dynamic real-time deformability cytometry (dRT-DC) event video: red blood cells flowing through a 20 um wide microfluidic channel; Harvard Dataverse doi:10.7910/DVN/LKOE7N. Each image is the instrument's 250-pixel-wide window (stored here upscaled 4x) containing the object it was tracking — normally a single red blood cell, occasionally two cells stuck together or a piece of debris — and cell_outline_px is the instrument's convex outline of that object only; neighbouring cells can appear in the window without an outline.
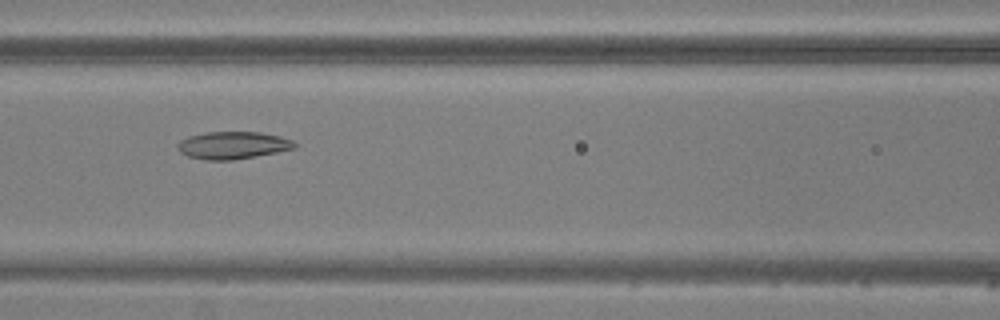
{"species": "common noctule bat (a hibernating species)", "species_latin": "Nyctalus noctula", "temperature_condition": "warm", "stored_images_in_passage": 7, "camera_frame_rate_fps": 3000, "um_per_image_px": 0.085, "animal": {"sex": "male", "body_mass_g": 20.5, "forearm_length_mm": 52.5}, "frame": {"image": 1, "passage_image": 7, "time_ms": 7.0, "image_size_px": [1000, 320], "cell_outline_px": [[296, 148], [276, 152], [232, 160], [204, 160], [188, 156], [180, 152], [176, 148], [176, 144], [180, 140], [188, 136], [204, 132], [260, 132], [280, 136], [292, 140], [296, 144]], "centroid_in_image_um": [19.74, 12.34], "position_along_channel_um": 146.9, "area_um2": 18.73}}